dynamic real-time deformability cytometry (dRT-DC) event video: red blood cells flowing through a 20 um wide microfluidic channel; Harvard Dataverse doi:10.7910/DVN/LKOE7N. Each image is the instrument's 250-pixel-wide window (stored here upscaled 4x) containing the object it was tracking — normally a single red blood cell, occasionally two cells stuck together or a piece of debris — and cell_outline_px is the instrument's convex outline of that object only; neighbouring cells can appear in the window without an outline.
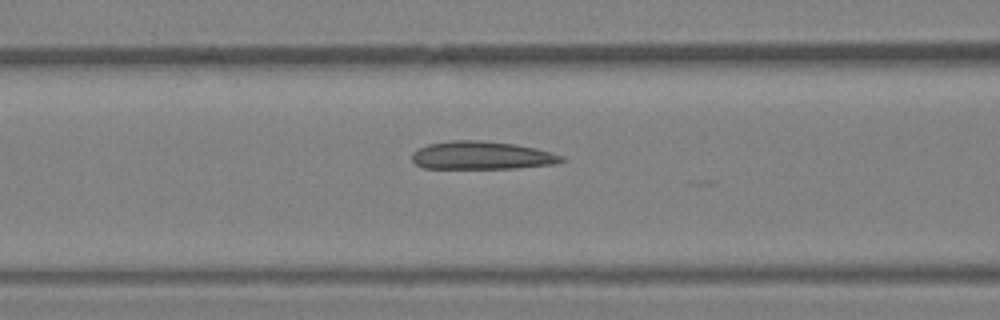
{"species": "Egyptian fruit bat (a non-hibernating species)", "species_latin": "Rousettus aegyptiacus", "temperature_condition": "warm", "stored_images_in_passage": 12, "camera_frame_rate_fps": 3000, "um_per_image_px": 0.085, "animal": {"sex": "female"}, "frame": {"image": 1, "passage_image": 4, "time_ms": 1.0, "image_size_px": [1000, 320], "cell_outline_px": [[568, 160], [556, 164], [516, 168], [424, 168], [416, 164], [412, 160], [412, 152], [428, 144], [452, 140], [480, 140], [512, 144], [536, 148], [564, 156]], "centroid_in_image_um": [40.98, 13.21], "position_along_channel_um": 125.6, "area_um2": 24.45}}
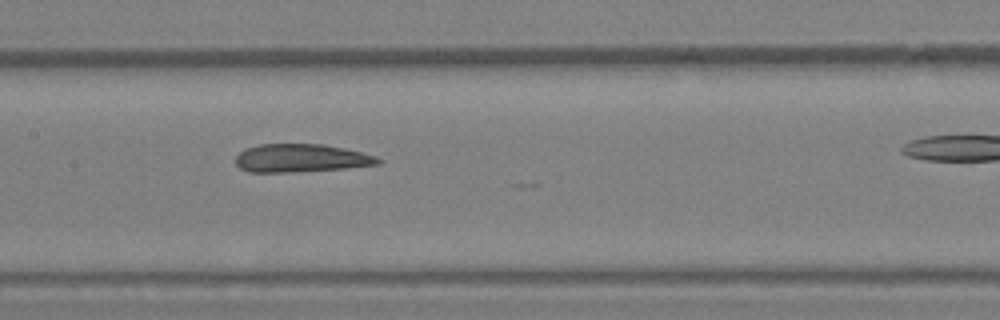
{"frame": {"image": 2, "passage_image": 7, "time_ms": 2.0, "image_size_px": [1000, 320], "cell_outline_px": [[384, 160], [380, 164], [344, 168], [292, 172], [248, 172], [240, 168], [236, 164], [236, 156], [244, 148], [260, 144], [324, 144], [344, 148], [376, 156]], "centroid_in_image_um": [25.58, 13.44], "position_along_channel_um": 181.8, "area_um2": 23.41}}
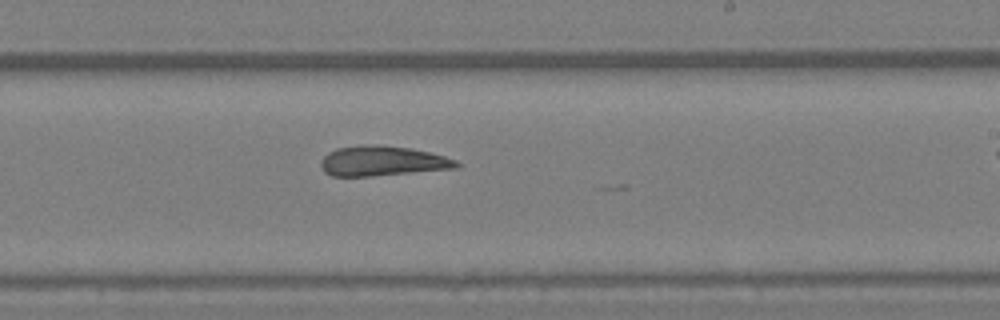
{"frame": {"image": 3, "passage_image": 11, "time_ms": 3.333, "image_size_px": [1000, 320], "cell_outline_px": [[460, 168], [372, 176], [332, 176], [324, 172], [320, 168], [320, 160], [328, 152], [336, 148], [360, 144], [376, 144], [412, 148], [444, 156], [456, 160], [460, 164]], "centroid_in_image_um": [32.47, 13.68], "position_along_channel_um": 256.5, "area_um2": 24.04}}